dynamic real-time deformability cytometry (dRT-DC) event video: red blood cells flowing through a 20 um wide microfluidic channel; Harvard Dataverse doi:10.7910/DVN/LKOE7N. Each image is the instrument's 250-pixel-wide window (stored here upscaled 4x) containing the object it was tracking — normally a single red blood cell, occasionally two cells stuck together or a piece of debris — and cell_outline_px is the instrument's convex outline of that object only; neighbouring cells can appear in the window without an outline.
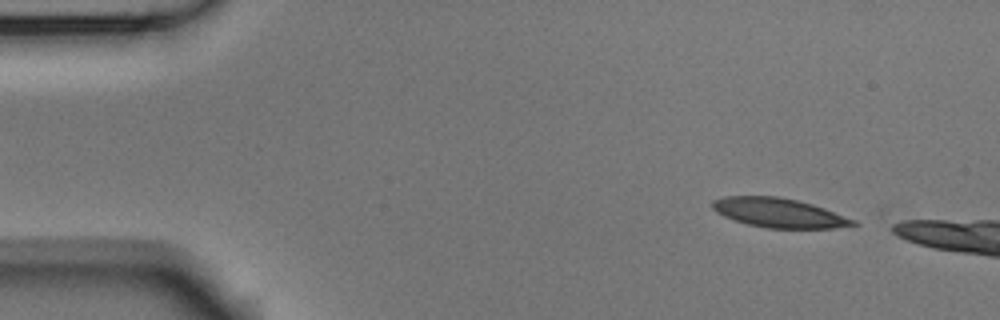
{"species": "Egyptian fruit bat (a non-hibernating species)", "species_latin": "Rousettus aegyptiacus", "temperature_condition": "room temperature", "stored_images_in_passage": 3, "camera_frame_rate_fps": 3000, "um_per_image_px": 0.085, "animal": {"sex": "male"}, "frame": {"image": 1, "passage_image": 1, "time_ms": 0.0, "image_size_px": [1000, 320], "cell_outline_px": [[860, 224], [832, 228], [768, 228], [748, 224], [724, 216], [716, 212], [712, 208], [712, 200], [724, 196], [776, 196], [796, 200], [812, 204], [824, 208], [856, 220]], "centroid_in_image_um": [66.2, 18.08], "position_along_channel_um": 18.8, "area_um2": 23.87}}